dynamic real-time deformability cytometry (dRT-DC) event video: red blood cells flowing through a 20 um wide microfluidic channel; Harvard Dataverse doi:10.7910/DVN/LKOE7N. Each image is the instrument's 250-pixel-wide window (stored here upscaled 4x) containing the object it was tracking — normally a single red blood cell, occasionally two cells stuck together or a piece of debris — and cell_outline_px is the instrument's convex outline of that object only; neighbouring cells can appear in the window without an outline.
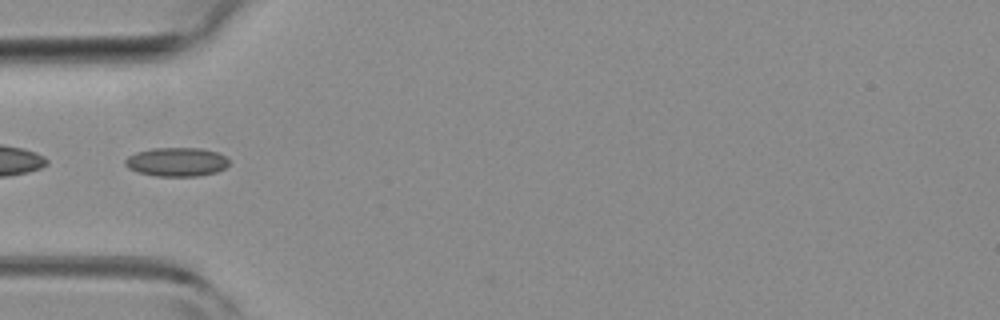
{"species": "common noctule bat (a hibernating species)", "species_latin": "Nyctalus noctula", "temperature_condition": "room temperature", "stored_images_in_passage": 12, "camera_frame_rate_fps": 3000, "um_per_image_px": 0.085, "animal": {"sex": "female", "body_mass_g": 19.3, "forearm_length_mm": 54.1}, "frame": {"image": 1, "passage_image": 1, "time_ms": 0.0, "image_size_px": [1000, 320], "cell_outline_px": [[228, 164], [224, 168], [216, 172], [200, 176], [156, 176], [136, 172], [128, 168], [124, 164], [124, 160], [128, 156], [136, 152], [152, 148], [200, 148], [216, 152], [224, 156], [228, 160]], "centroid_in_image_um": [14.97, 13.77], "position_along_channel_um": 70.0, "area_um2": 17.51}}
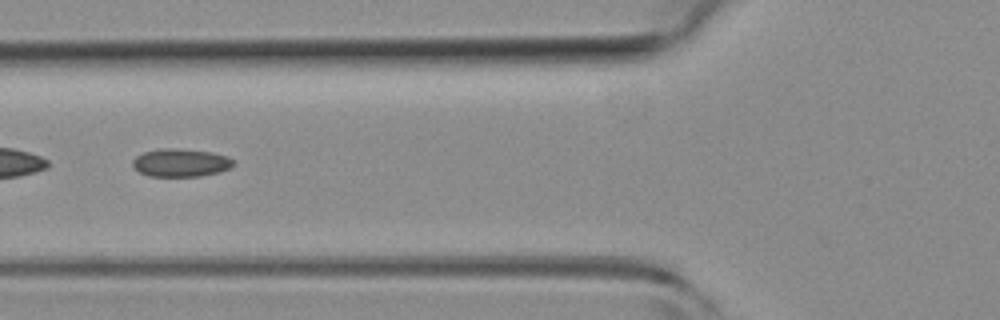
{"frame": {"image": 2, "passage_image": 4, "time_ms": 1.0, "image_size_px": [1000, 320], "cell_outline_px": [[236, 164], [220, 172], [200, 176], [148, 176], [132, 168], [132, 160], [136, 156], [144, 152], [160, 148], [176, 148], [212, 152], [228, 156]], "centroid_in_image_um": [15.34, 13.83], "position_along_channel_um": 110.5, "area_um2": 16.59}}
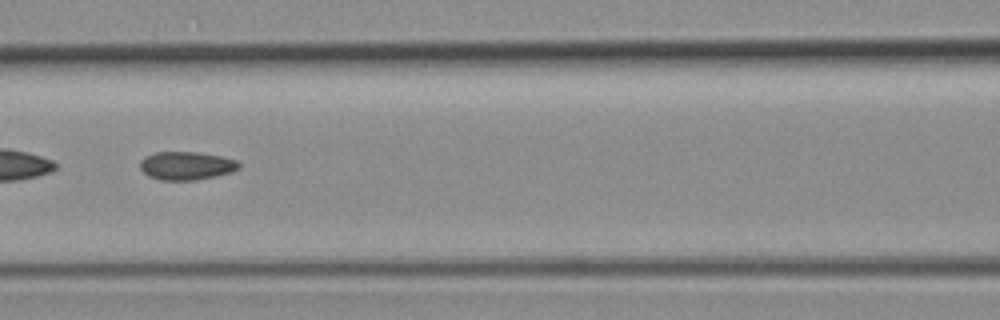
{"frame": {"image": 3, "passage_image": 7, "time_ms": 2.0, "image_size_px": [1000, 320], "cell_outline_px": [[240, 168], [232, 172], [216, 176], [196, 180], [160, 180], [148, 176], [140, 168], [140, 160], [144, 156], [156, 152], [196, 152], [220, 156], [236, 160], [240, 164]], "centroid_in_image_um": [15.83, 14.09], "position_along_channel_um": 150.8, "area_um2": 16.36}}